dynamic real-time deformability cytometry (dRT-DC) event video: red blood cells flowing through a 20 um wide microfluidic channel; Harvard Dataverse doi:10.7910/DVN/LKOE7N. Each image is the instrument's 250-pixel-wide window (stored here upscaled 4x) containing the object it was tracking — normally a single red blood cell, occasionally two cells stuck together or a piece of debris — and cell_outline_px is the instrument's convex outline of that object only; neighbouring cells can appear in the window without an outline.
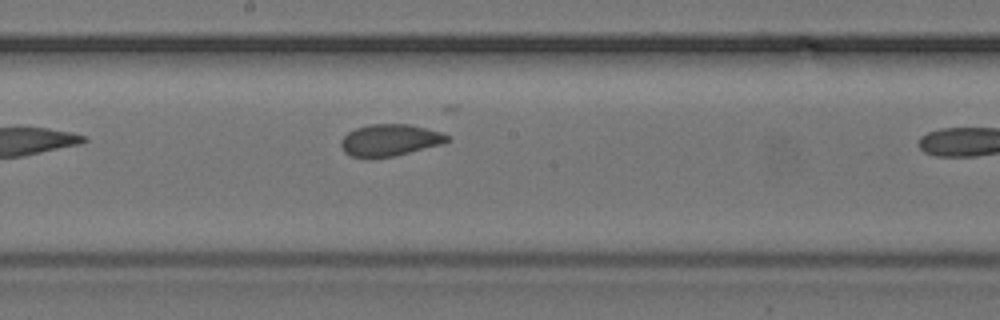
{"species": "common noctule bat (a hibernating species)", "species_latin": "Nyctalus noctula", "temperature_condition": "cold", "stored_images_in_passage": 8, "segment_of_instrument_passage": [1, 2], "camera_frame_rate_fps": 3000, "um_per_image_px": 0.085, "animal": {"sex": "female", "body_mass_g": 24.6, "forearm_length_mm": 56.2}, "frame": {"image": 1, "passage_image": 7, "time_ms": 2.0, "image_size_px": [1000, 320], "cell_outline_px": [[448, 140], [440, 144], [392, 156], [352, 156], [344, 152], [340, 144], [340, 140], [348, 132], [356, 128], [368, 124], [408, 124], [440, 132], [448, 136]], "centroid_in_image_um": [33.08, 11.88], "position_along_channel_um": 215.1, "area_um2": 19.02}}